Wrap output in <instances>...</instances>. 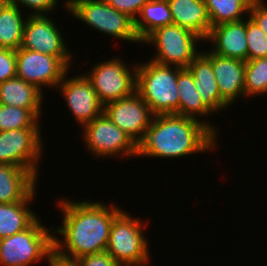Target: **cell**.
<instances>
[{
	"mask_svg": "<svg viewBox=\"0 0 267 266\" xmlns=\"http://www.w3.org/2000/svg\"><path fill=\"white\" fill-rule=\"evenodd\" d=\"M204 3L213 27L221 23L246 19L245 16H248L252 2L250 0H204Z\"/></svg>",
	"mask_w": 267,
	"mask_h": 266,
	"instance_id": "d4e9b609",
	"label": "cell"
},
{
	"mask_svg": "<svg viewBox=\"0 0 267 266\" xmlns=\"http://www.w3.org/2000/svg\"><path fill=\"white\" fill-rule=\"evenodd\" d=\"M24 11L13 5H7L0 12V47L18 50L23 41L24 26L28 18L23 16Z\"/></svg>",
	"mask_w": 267,
	"mask_h": 266,
	"instance_id": "cb8c5ba5",
	"label": "cell"
},
{
	"mask_svg": "<svg viewBox=\"0 0 267 266\" xmlns=\"http://www.w3.org/2000/svg\"><path fill=\"white\" fill-rule=\"evenodd\" d=\"M35 195L36 192L26 201L0 203V239L27 229L38 218L34 210L28 206L36 199Z\"/></svg>",
	"mask_w": 267,
	"mask_h": 266,
	"instance_id": "44dd1931",
	"label": "cell"
},
{
	"mask_svg": "<svg viewBox=\"0 0 267 266\" xmlns=\"http://www.w3.org/2000/svg\"><path fill=\"white\" fill-rule=\"evenodd\" d=\"M211 124L176 114L155 115L137 157L176 159L217 149L219 129Z\"/></svg>",
	"mask_w": 267,
	"mask_h": 266,
	"instance_id": "7a4b0ae2",
	"label": "cell"
},
{
	"mask_svg": "<svg viewBox=\"0 0 267 266\" xmlns=\"http://www.w3.org/2000/svg\"><path fill=\"white\" fill-rule=\"evenodd\" d=\"M37 180L28 169L0 163V203L26 201L36 192Z\"/></svg>",
	"mask_w": 267,
	"mask_h": 266,
	"instance_id": "ac0fdd59",
	"label": "cell"
},
{
	"mask_svg": "<svg viewBox=\"0 0 267 266\" xmlns=\"http://www.w3.org/2000/svg\"><path fill=\"white\" fill-rule=\"evenodd\" d=\"M167 2L173 24L194 32L204 41L212 27L204 0H167Z\"/></svg>",
	"mask_w": 267,
	"mask_h": 266,
	"instance_id": "d6986e66",
	"label": "cell"
},
{
	"mask_svg": "<svg viewBox=\"0 0 267 266\" xmlns=\"http://www.w3.org/2000/svg\"><path fill=\"white\" fill-rule=\"evenodd\" d=\"M244 92L245 98L267 94V58L245 62Z\"/></svg>",
	"mask_w": 267,
	"mask_h": 266,
	"instance_id": "4316f807",
	"label": "cell"
},
{
	"mask_svg": "<svg viewBox=\"0 0 267 266\" xmlns=\"http://www.w3.org/2000/svg\"><path fill=\"white\" fill-rule=\"evenodd\" d=\"M173 24L167 0H149L134 20L135 32L142 43L156 29Z\"/></svg>",
	"mask_w": 267,
	"mask_h": 266,
	"instance_id": "603a6c76",
	"label": "cell"
},
{
	"mask_svg": "<svg viewBox=\"0 0 267 266\" xmlns=\"http://www.w3.org/2000/svg\"><path fill=\"white\" fill-rule=\"evenodd\" d=\"M60 0H9V3L16 5L20 9L27 8L30 11L29 15H47L48 13H53L54 9ZM22 5V6H21ZM32 11V12H31Z\"/></svg>",
	"mask_w": 267,
	"mask_h": 266,
	"instance_id": "f1b7e54d",
	"label": "cell"
},
{
	"mask_svg": "<svg viewBox=\"0 0 267 266\" xmlns=\"http://www.w3.org/2000/svg\"><path fill=\"white\" fill-rule=\"evenodd\" d=\"M123 210L112 222L106 248L120 266H150V248L145 228L148 223Z\"/></svg>",
	"mask_w": 267,
	"mask_h": 266,
	"instance_id": "277c9868",
	"label": "cell"
},
{
	"mask_svg": "<svg viewBox=\"0 0 267 266\" xmlns=\"http://www.w3.org/2000/svg\"><path fill=\"white\" fill-rule=\"evenodd\" d=\"M43 92L35 85L14 77L0 83V104L23 109H41Z\"/></svg>",
	"mask_w": 267,
	"mask_h": 266,
	"instance_id": "ffe728a7",
	"label": "cell"
},
{
	"mask_svg": "<svg viewBox=\"0 0 267 266\" xmlns=\"http://www.w3.org/2000/svg\"><path fill=\"white\" fill-rule=\"evenodd\" d=\"M78 259L82 266H120L106 251L84 255Z\"/></svg>",
	"mask_w": 267,
	"mask_h": 266,
	"instance_id": "d6a6232c",
	"label": "cell"
},
{
	"mask_svg": "<svg viewBox=\"0 0 267 266\" xmlns=\"http://www.w3.org/2000/svg\"><path fill=\"white\" fill-rule=\"evenodd\" d=\"M69 68L55 56L19 48L16 50V76L35 85L55 89Z\"/></svg>",
	"mask_w": 267,
	"mask_h": 266,
	"instance_id": "7c38bea8",
	"label": "cell"
},
{
	"mask_svg": "<svg viewBox=\"0 0 267 266\" xmlns=\"http://www.w3.org/2000/svg\"><path fill=\"white\" fill-rule=\"evenodd\" d=\"M113 8L135 20L141 7L149 0H105Z\"/></svg>",
	"mask_w": 267,
	"mask_h": 266,
	"instance_id": "4dcf8cb0",
	"label": "cell"
},
{
	"mask_svg": "<svg viewBox=\"0 0 267 266\" xmlns=\"http://www.w3.org/2000/svg\"><path fill=\"white\" fill-rule=\"evenodd\" d=\"M69 71L56 87L64 97L70 114L82 126L90 123L103 113L104 106L100 103L95 89L83 74L69 77ZM69 77L68 79L66 77Z\"/></svg>",
	"mask_w": 267,
	"mask_h": 266,
	"instance_id": "5bb4252c",
	"label": "cell"
},
{
	"mask_svg": "<svg viewBox=\"0 0 267 266\" xmlns=\"http://www.w3.org/2000/svg\"><path fill=\"white\" fill-rule=\"evenodd\" d=\"M118 57V58H117ZM119 56L93 64L90 72H85L100 103H107L128 97L136 91L137 64L130 69Z\"/></svg>",
	"mask_w": 267,
	"mask_h": 266,
	"instance_id": "ba28073f",
	"label": "cell"
},
{
	"mask_svg": "<svg viewBox=\"0 0 267 266\" xmlns=\"http://www.w3.org/2000/svg\"><path fill=\"white\" fill-rule=\"evenodd\" d=\"M65 11L105 35L129 43H141L134 28V20L118 11L105 0H66Z\"/></svg>",
	"mask_w": 267,
	"mask_h": 266,
	"instance_id": "5b68a950",
	"label": "cell"
},
{
	"mask_svg": "<svg viewBox=\"0 0 267 266\" xmlns=\"http://www.w3.org/2000/svg\"><path fill=\"white\" fill-rule=\"evenodd\" d=\"M193 77L194 85L204 105L213 113L225 111L229 104L220 96L219 87L216 82L212 64L211 52L203 50L200 52L187 67Z\"/></svg>",
	"mask_w": 267,
	"mask_h": 266,
	"instance_id": "e0dca14e",
	"label": "cell"
},
{
	"mask_svg": "<svg viewBox=\"0 0 267 266\" xmlns=\"http://www.w3.org/2000/svg\"><path fill=\"white\" fill-rule=\"evenodd\" d=\"M16 77V51L0 47V83Z\"/></svg>",
	"mask_w": 267,
	"mask_h": 266,
	"instance_id": "f546056e",
	"label": "cell"
},
{
	"mask_svg": "<svg viewBox=\"0 0 267 266\" xmlns=\"http://www.w3.org/2000/svg\"><path fill=\"white\" fill-rule=\"evenodd\" d=\"M204 41H210V52L223 57L247 61L246 20L221 23L211 27Z\"/></svg>",
	"mask_w": 267,
	"mask_h": 266,
	"instance_id": "9a60e30c",
	"label": "cell"
},
{
	"mask_svg": "<svg viewBox=\"0 0 267 266\" xmlns=\"http://www.w3.org/2000/svg\"><path fill=\"white\" fill-rule=\"evenodd\" d=\"M211 64L220 96L230 106L244 98L245 62L211 52Z\"/></svg>",
	"mask_w": 267,
	"mask_h": 266,
	"instance_id": "2e32d148",
	"label": "cell"
},
{
	"mask_svg": "<svg viewBox=\"0 0 267 266\" xmlns=\"http://www.w3.org/2000/svg\"><path fill=\"white\" fill-rule=\"evenodd\" d=\"M177 88L179 94V116L200 120L213 113L204 105L194 85V77L188 68L178 67ZM196 116V117H195ZM205 116V117H204Z\"/></svg>",
	"mask_w": 267,
	"mask_h": 266,
	"instance_id": "7402d4cb",
	"label": "cell"
},
{
	"mask_svg": "<svg viewBox=\"0 0 267 266\" xmlns=\"http://www.w3.org/2000/svg\"><path fill=\"white\" fill-rule=\"evenodd\" d=\"M203 39L194 32L170 24L156 29L142 43L154 45L155 56L150 60L161 65L187 68L201 52L196 44ZM199 50V51H198Z\"/></svg>",
	"mask_w": 267,
	"mask_h": 266,
	"instance_id": "52a82bcc",
	"label": "cell"
},
{
	"mask_svg": "<svg viewBox=\"0 0 267 266\" xmlns=\"http://www.w3.org/2000/svg\"><path fill=\"white\" fill-rule=\"evenodd\" d=\"M39 217L25 230L0 239L1 266H31L48 259L54 248V226L46 228Z\"/></svg>",
	"mask_w": 267,
	"mask_h": 266,
	"instance_id": "8992f818",
	"label": "cell"
},
{
	"mask_svg": "<svg viewBox=\"0 0 267 266\" xmlns=\"http://www.w3.org/2000/svg\"><path fill=\"white\" fill-rule=\"evenodd\" d=\"M8 2L9 0H0V12L7 5Z\"/></svg>",
	"mask_w": 267,
	"mask_h": 266,
	"instance_id": "e575fe53",
	"label": "cell"
},
{
	"mask_svg": "<svg viewBox=\"0 0 267 266\" xmlns=\"http://www.w3.org/2000/svg\"><path fill=\"white\" fill-rule=\"evenodd\" d=\"M266 0L252 2L248 16L258 25L267 36V3Z\"/></svg>",
	"mask_w": 267,
	"mask_h": 266,
	"instance_id": "1f68e13d",
	"label": "cell"
},
{
	"mask_svg": "<svg viewBox=\"0 0 267 266\" xmlns=\"http://www.w3.org/2000/svg\"><path fill=\"white\" fill-rule=\"evenodd\" d=\"M82 129V139L86 149L95 156L94 158L116 157V155L127 159L137 157L138 145L104 112Z\"/></svg>",
	"mask_w": 267,
	"mask_h": 266,
	"instance_id": "9c48e42d",
	"label": "cell"
},
{
	"mask_svg": "<svg viewBox=\"0 0 267 266\" xmlns=\"http://www.w3.org/2000/svg\"><path fill=\"white\" fill-rule=\"evenodd\" d=\"M40 128L0 131V163L30 170L37 178L42 159L43 136Z\"/></svg>",
	"mask_w": 267,
	"mask_h": 266,
	"instance_id": "30bf717a",
	"label": "cell"
},
{
	"mask_svg": "<svg viewBox=\"0 0 267 266\" xmlns=\"http://www.w3.org/2000/svg\"><path fill=\"white\" fill-rule=\"evenodd\" d=\"M53 21L48 15H28L21 48L58 57L70 69L71 52Z\"/></svg>",
	"mask_w": 267,
	"mask_h": 266,
	"instance_id": "8fae6325",
	"label": "cell"
},
{
	"mask_svg": "<svg viewBox=\"0 0 267 266\" xmlns=\"http://www.w3.org/2000/svg\"><path fill=\"white\" fill-rule=\"evenodd\" d=\"M178 67L148 61L137 64L136 92L154 115H179Z\"/></svg>",
	"mask_w": 267,
	"mask_h": 266,
	"instance_id": "3957f363",
	"label": "cell"
},
{
	"mask_svg": "<svg viewBox=\"0 0 267 266\" xmlns=\"http://www.w3.org/2000/svg\"><path fill=\"white\" fill-rule=\"evenodd\" d=\"M46 261H48L49 266H82L78 258L66 257L54 248Z\"/></svg>",
	"mask_w": 267,
	"mask_h": 266,
	"instance_id": "836d02e7",
	"label": "cell"
},
{
	"mask_svg": "<svg viewBox=\"0 0 267 266\" xmlns=\"http://www.w3.org/2000/svg\"><path fill=\"white\" fill-rule=\"evenodd\" d=\"M247 60L267 58V36L248 16L246 18Z\"/></svg>",
	"mask_w": 267,
	"mask_h": 266,
	"instance_id": "83f0119b",
	"label": "cell"
},
{
	"mask_svg": "<svg viewBox=\"0 0 267 266\" xmlns=\"http://www.w3.org/2000/svg\"><path fill=\"white\" fill-rule=\"evenodd\" d=\"M43 109H23L0 104V131L24 128H41Z\"/></svg>",
	"mask_w": 267,
	"mask_h": 266,
	"instance_id": "484cf974",
	"label": "cell"
},
{
	"mask_svg": "<svg viewBox=\"0 0 267 266\" xmlns=\"http://www.w3.org/2000/svg\"><path fill=\"white\" fill-rule=\"evenodd\" d=\"M103 112L137 145L143 140L155 116L136 91L128 97L107 103Z\"/></svg>",
	"mask_w": 267,
	"mask_h": 266,
	"instance_id": "4fadbf2b",
	"label": "cell"
},
{
	"mask_svg": "<svg viewBox=\"0 0 267 266\" xmlns=\"http://www.w3.org/2000/svg\"><path fill=\"white\" fill-rule=\"evenodd\" d=\"M119 207L101 201L60 199L56 208L62 214V225L53 229V234L63 238L54 235V249L70 258L106 251L112 222L124 210Z\"/></svg>",
	"mask_w": 267,
	"mask_h": 266,
	"instance_id": "6da1fadb",
	"label": "cell"
}]
</instances>
